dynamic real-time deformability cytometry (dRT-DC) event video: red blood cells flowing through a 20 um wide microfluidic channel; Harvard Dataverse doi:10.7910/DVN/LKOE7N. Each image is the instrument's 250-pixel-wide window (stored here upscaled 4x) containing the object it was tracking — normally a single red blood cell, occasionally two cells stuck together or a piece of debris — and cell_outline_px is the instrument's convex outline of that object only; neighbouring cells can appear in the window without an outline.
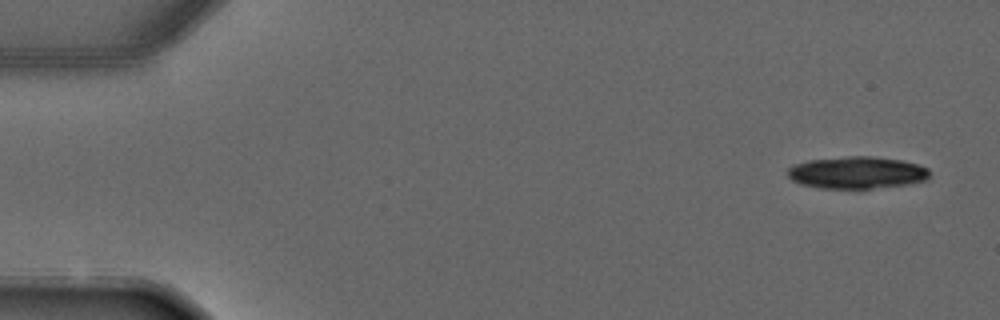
{"species": "common noctule bat (a hibernating species)", "species_latin": "Nyctalus noctula", "temperature_condition": "warm", "stored_images_in_passage": 5, "camera_frame_rate_fps": 3000, "um_per_image_px": 0.085, "animal": {"sex": "male", "forearm_length_mm": 52.5}, "frame": {"image": 1, "passage_image": 1, "time_ms": 0.0, "image_size_px": [1000, 320], "cell_outline_px": [[932, 172], [928, 180], [908, 184], [872, 188], [820, 188], [800, 184], [792, 180], [788, 176], [788, 168], [792, 164], [808, 160], [848, 156], [872, 156], [900, 160], [916, 164], [928, 168]], "centroid_in_image_um": [72.84, 14.67], "position_along_channel_um": 12.2, "area_um2": 26.7}}
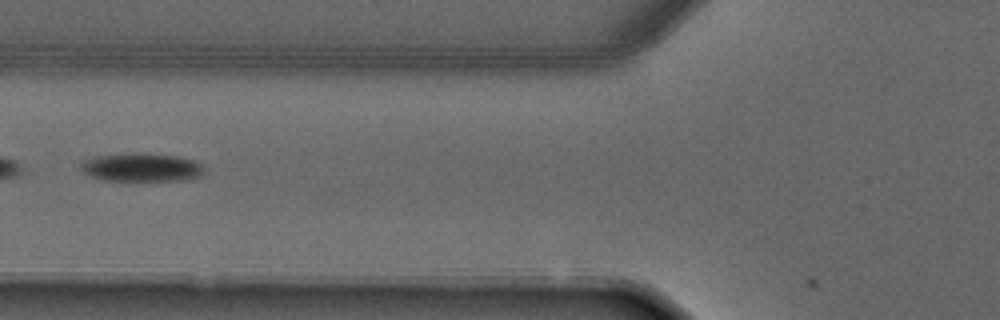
{"frame": {"image": 2, "passage_image": 5, "time_ms": 5.0, "image_size_px": [1000, 320], "cell_outline_px": [[204, 176], [188, 180], [104, 180], [92, 176], [84, 172], [80, 164], [84, 160], [96, 156], [136, 152], [144, 152], [176, 156], [192, 160], [204, 164]], "centroid_in_image_um": [12.11, 14.21], "position_along_channel_um": 113.7, "area_um2": 20.58}}